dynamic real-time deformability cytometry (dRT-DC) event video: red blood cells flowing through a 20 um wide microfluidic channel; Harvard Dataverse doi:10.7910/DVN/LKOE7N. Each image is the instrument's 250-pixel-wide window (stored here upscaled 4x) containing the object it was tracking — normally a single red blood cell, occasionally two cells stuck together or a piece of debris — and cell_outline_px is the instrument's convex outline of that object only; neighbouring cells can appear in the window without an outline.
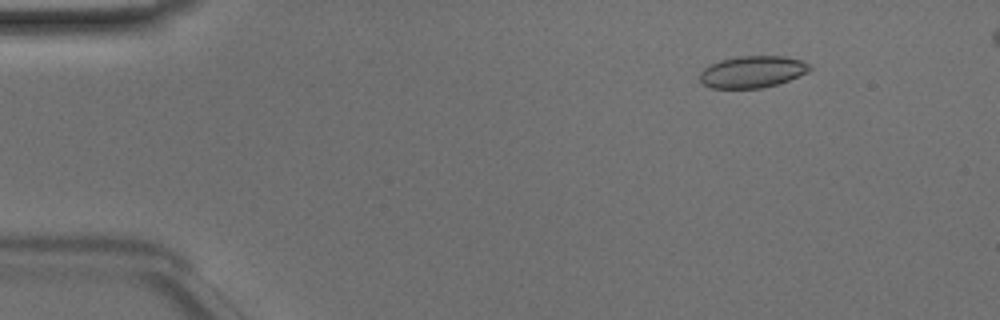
{"species": "Egyptian fruit bat (a non-hibernating species)", "species_latin": "Rousettus aegyptiacus", "temperature_condition": "room temperature", "stored_images_in_passage": 48, "camera_frame_rate_fps": 3000, "um_per_image_px": 0.085, "animal": {"sex": "male"}, "frame": {"image": 1, "passage_image": 6, "time_ms": 1.667, "image_size_px": [1000, 320], "cell_outline_px": [[812, 68], [808, 72], [788, 80], [776, 84], [760, 88], [712, 88], [704, 84], [700, 80], [700, 72], [704, 68], [720, 60], [736, 56], [784, 56], [800, 60], [808, 64]], "centroid_in_image_um": [63.94, 6.1], "position_along_channel_um": 21.1, "area_um2": 20.17}}
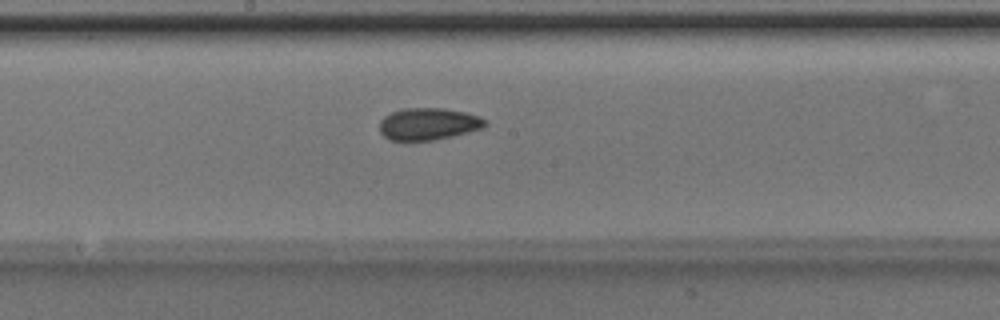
{"frame": {"image": 2, "passage_image": 26, "time_ms": 8.333, "image_size_px": [1000, 320], "cell_outline_px": [[488, 120], [484, 128], [452, 136], [432, 140], [388, 140], [380, 132], [380, 120], [384, 116], [392, 112], [404, 108], [444, 108], [464, 112], [480, 116]], "centroid_in_image_um": [36.42, 10.53], "position_along_channel_um": 211.8, "area_um2": 19.77}}
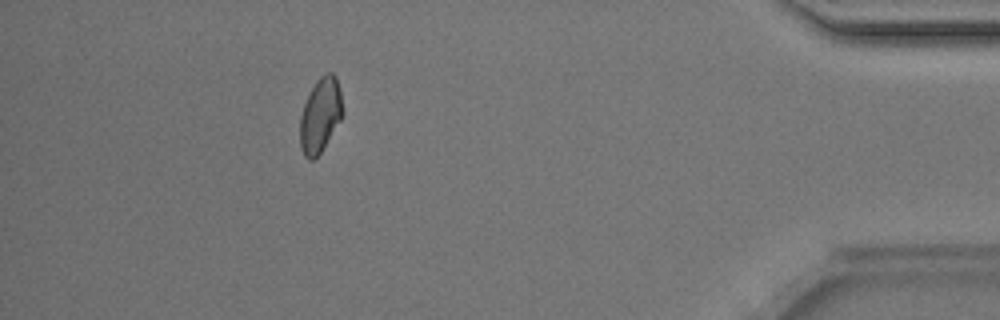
{"frame": {"image": 3, "passage_image": 44, "time_ms": 14.333, "image_size_px": [1000, 320], "cell_outline_px": [[344, 112], [340, 120], [320, 152], [312, 160], [308, 160], [304, 156], [300, 148], [300, 116], [304, 104], [316, 80], [320, 76], [328, 72], [332, 72], [336, 76], [340, 88]], "centroid_in_image_um": [27.23, 9.77], "position_along_channel_um": 408.0, "area_um2": 18.44}}